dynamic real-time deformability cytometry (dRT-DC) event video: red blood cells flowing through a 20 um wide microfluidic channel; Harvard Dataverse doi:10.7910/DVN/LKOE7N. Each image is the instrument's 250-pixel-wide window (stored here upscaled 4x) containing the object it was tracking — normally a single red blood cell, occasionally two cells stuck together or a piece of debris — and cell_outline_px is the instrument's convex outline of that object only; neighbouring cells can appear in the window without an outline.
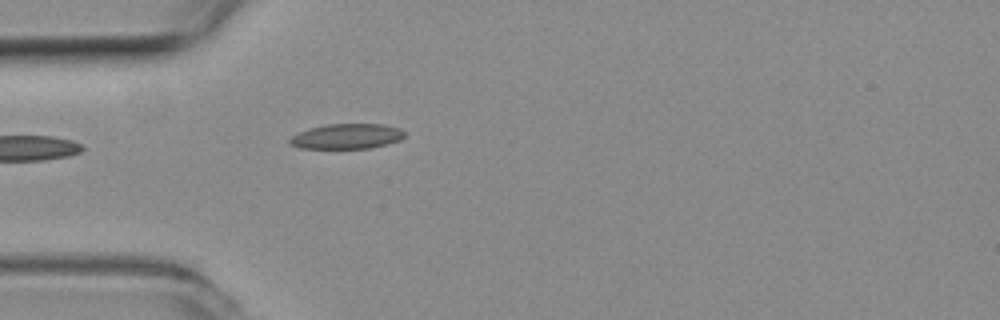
{"species": "common noctule bat (a hibernating species)", "species_latin": "Nyctalus noctula", "temperature_condition": "room temperature", "stored_images_in_passage": 5, "camera_frame_rate_fps": 3000, "um_per_image_px": 0.085, "animal": {"sex": "female", "body_mass_g": 19.3, "forearm_length_mm": 54.1}, "frame": {"image": 1, "passage_image": 1, "time_ms": 0.0, "image_size_px": [1000, 320], "cell_outline_px": [[404, 136], [400, 140], [388, 144], [372, 148], [300, 148], [288, 144], [288, 140], [292, 136], [308, 128], [324, 124], [384, 124], [400, 128], [404, 132]], "centroid_in_image_um": [29.47, 11.58], "position_along_channel_um": 55.5, "area_um2": 16.94}}